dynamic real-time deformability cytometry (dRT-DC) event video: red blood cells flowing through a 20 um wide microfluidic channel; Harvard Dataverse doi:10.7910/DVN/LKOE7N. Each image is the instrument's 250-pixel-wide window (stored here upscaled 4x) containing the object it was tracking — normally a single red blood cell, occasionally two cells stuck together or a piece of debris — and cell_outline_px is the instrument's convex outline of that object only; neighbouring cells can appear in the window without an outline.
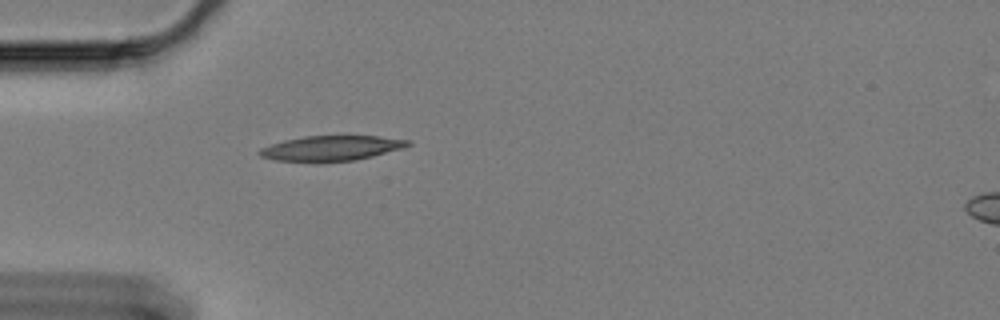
{"species": "Egyptian fruit bat (a non-hibernating species)", "species_latin": "Rousettus aegyptiacus", "temperature_condition": "cold", "stored_images_in_passage": 43, "camera_frame_rate_fps": 3000, "um_per_image_px": 0.085, "animal": {"sex": "female"}, "frame": {"image": 1, "passage_image": 1, "time_ms": 0.0, "image_size_px": [1000, 320], "cell_outline_px": [[412, 144], [404, 148], [356, 160], [276, 160], [260, 156], [256, 152], [260, 148], [284, 140], [304, 136], [380, 136], [412, 140]], "centroid_in_image_um": [28.22, 12.56], "position_along_channel_um": 56.8, "area_um2": 21.21}}
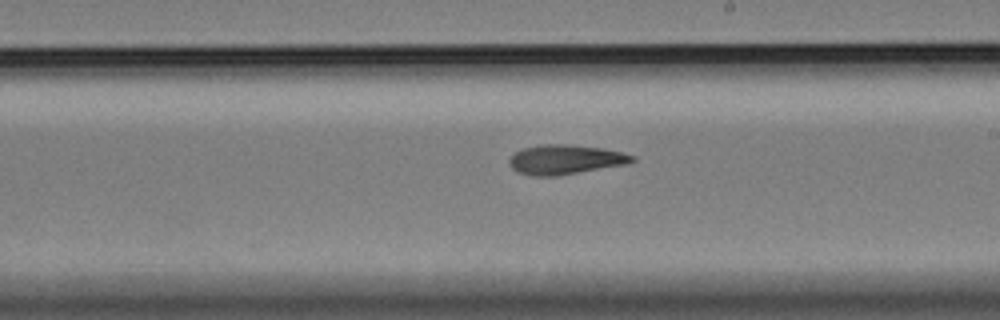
{"frame": {"image": 2, "passage_image": 18, "time_ms": 5.667, "image_size_px": [1000, 320], "cell_outline_px": [[636, 160], [628, 164], [556, 176], [536, 176], [516, 172], [512, 168], [508, 160], [516, 152], [524, 148], [540, 144], [568, 144], [604, 148], [636, 156]], "centroid_in_image_um": [48.07, 13.56], "position_along_channel_um": 240.9, "area_um2": 21.21}}
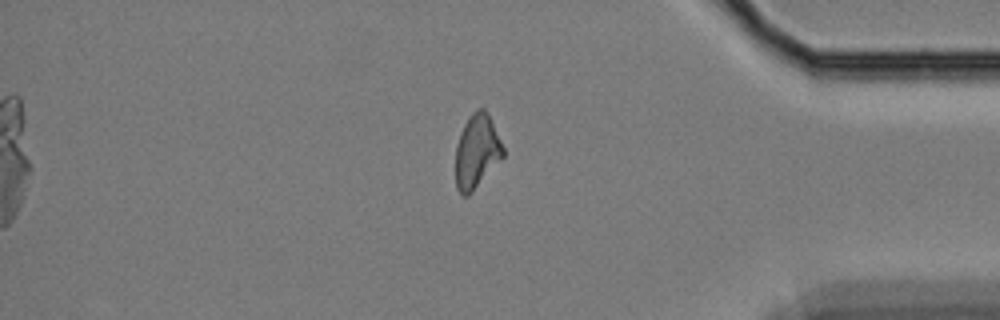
{"frame": {"image": 3, "passage_image": 34, "time_ms": 11.0, "image_size_px": [1000, 320], "cell_outline_px": [[504, 156], [472, 192], [468, 196], [464, 196], [456, 188], [456, 144], [460, 132], [468, 116], [476, 108], [484, 108], [488, 112], [504, 148]], "centroid_in_image_um": [40.52, 12.84], "position_along_channel_um": 394.7, "area_um2": 20.52}, "authors_computed_cell_mechanics": {"area_um2": 20.5768, "velocity_mm_per_s": 3.3363, "shape_relaxation_time_tau1_ms": null, "shape_relaxation_time_tau2_ms": 6.6285, "deformation_change_tau1": null, "deformation_change_tau2": 0.1552}}